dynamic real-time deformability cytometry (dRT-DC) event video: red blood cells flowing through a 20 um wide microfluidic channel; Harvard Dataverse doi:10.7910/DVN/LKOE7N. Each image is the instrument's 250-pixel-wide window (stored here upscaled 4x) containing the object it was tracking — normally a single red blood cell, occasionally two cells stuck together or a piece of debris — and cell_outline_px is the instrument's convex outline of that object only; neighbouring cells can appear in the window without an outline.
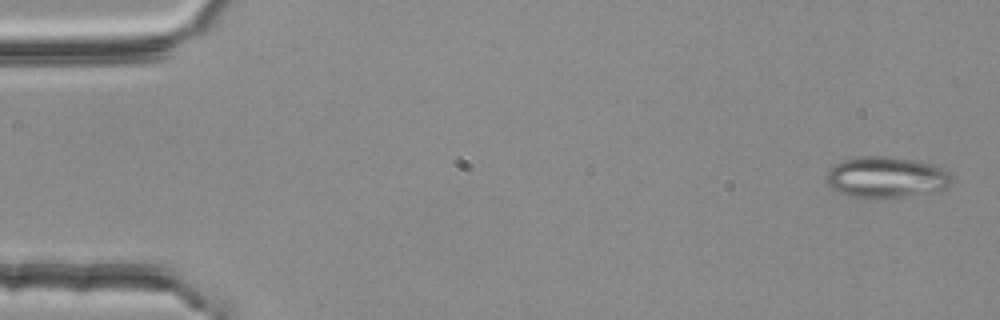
{"species": "common noctule bat (a hibernating species)", "species_latin": "Nyctalus noctula", "temperature_condition": "room temperature", "stored_images_in_passage": 4, "camera_frame_rate_fps": 3000, "um_per_image_px": 0.085, "animal": {"sex": "female", "body_mass_g": 25.1}, "frame": {"image": 1, "passage_image": 1, "time_ms": 0.0, "image_size_px": [1000, 320], "cell_outline_px": [[952, 184], [948, 188], [940, 192], [904, 196], [848, 196], [836, 192], [828, 184], [824, 176], [828, 168], [844, 160], [860, 156], [884, 156], [920, 160], [936, 164], [944, 168], [952, 176]], "centroid_in_image_um": [75.39, 15.04], "position_along_channel_um": 9.6, "area_um2": 30.4}}